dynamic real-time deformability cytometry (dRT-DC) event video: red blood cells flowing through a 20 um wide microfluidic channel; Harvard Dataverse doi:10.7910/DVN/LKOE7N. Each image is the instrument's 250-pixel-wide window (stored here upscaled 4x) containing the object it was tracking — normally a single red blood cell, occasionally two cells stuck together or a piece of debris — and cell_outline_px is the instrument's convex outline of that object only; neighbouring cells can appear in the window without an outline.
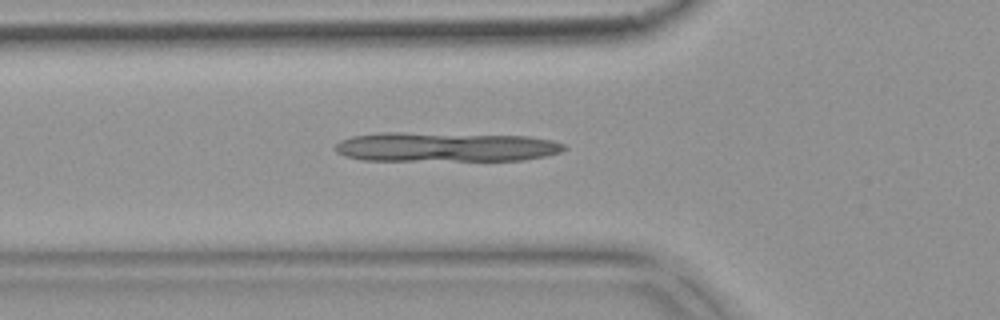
{"species": "common noctule bat (a hibernating species)", "species_latin": "Nyctalus noctula", "temperature_condition": "warm", "stored_images_in_passage": 43, "camera_frame_rate_fps": 3000, "um_per_image_px": 0.085, "animal": {"sex": "female", "body_mass_g": 18.4}, "frame": {"image": 1, "passage_image": 8, "time_ms": 2.333, "image_size_px": [1000, 320], "cell_outline_px": [[568, 148], [560, 152], [544, 156], [524, 160], [364, 160], [344, 156], [336, 152], [336, 144], [340, 140], [352, 136], [380, 132], [404, 132], [528, 136], [552, 140], [564, 144]], "centroid_in_image_um": [37.86, 12.48], "position_along_channel_um": 87.9, "area_um2": 39.42}}
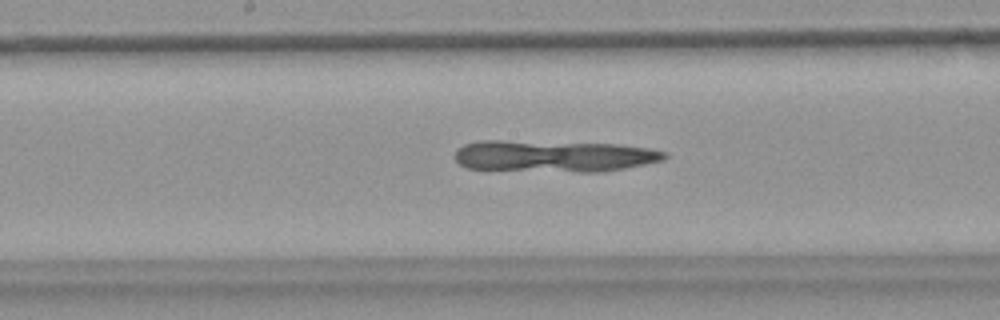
{"frame": {"image": 2, "passage_image": 17, "time_ms": 5.333, "image_size_px": [1000, 320], "cell_outline_px": [[668, 156], [664, 160], [624, 168], [600, 172], [580, 172], [468, 168], [460, 164], [452, 156], [456, 148], [464, 144], [480, 140], [500, 140], [616, 144], [648, 148], [664, 152]], "centroid_in_image_um": [47.02, 13.26], "position_along_channel_um": 201.2, "area_um2": 38.67}}
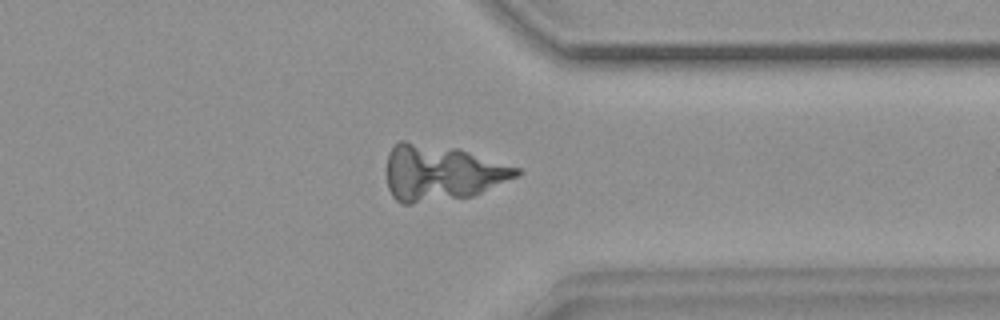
{"frame": {"image": 3, "passage_image": 31, "time_ms": 10.0, "image_size_px": [1000, 320], "cell_outline_px": [[520, 176], [472, 196], [412, 204], [404, 204], [396, 200], [392, 196], [388, 188], [388, 152], [400, 140], [404, 140], [456, 148], [520, 168]], "centroid_in_image_um": [37.53, 14.69], "position_along_channel_um": 373.9, "area_um2": 42.08}}